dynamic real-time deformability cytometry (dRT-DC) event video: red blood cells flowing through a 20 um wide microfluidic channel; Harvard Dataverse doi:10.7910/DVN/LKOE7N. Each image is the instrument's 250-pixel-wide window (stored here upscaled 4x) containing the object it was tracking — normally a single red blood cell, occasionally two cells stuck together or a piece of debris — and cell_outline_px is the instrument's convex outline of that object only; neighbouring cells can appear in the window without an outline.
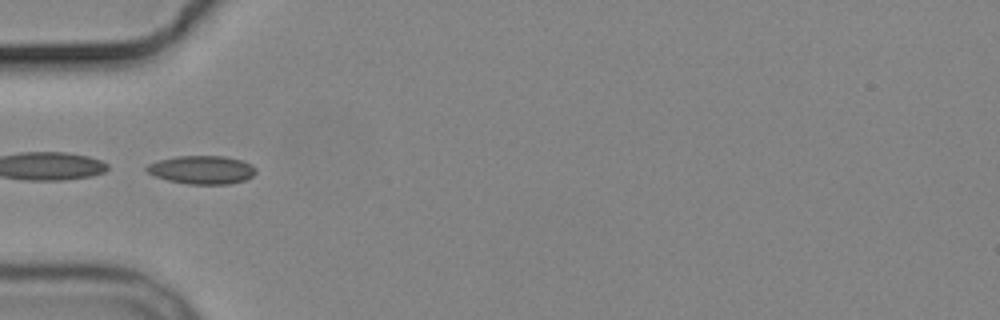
{"species": "common noctule bat (a hibernating species)", "species_latin": "Nyctalus noctula", "temperature_condition": "cold", "stored_images_in_passage": 3, "camera_frame_rate_fps": 3000, "um_per_image_px": 0.085, "animal": {"sex": "male", "body_mass_g": 19.2, "forearm_length_mm": 51.8}, "frame": {"image": 1, "passage_image": 2, "time_ms": 1.0, "image_size_px": [1000, 320], "cell_outline_px": [[256, 172], [252, 176], [244, 180], [228, 184], [188, 184], [168, 180], [156, 176], [148, 172], [144, 168], [148, 164], [156, 160], [176, 156], [224, 156], [240, 160], [252, 164], [256, 168]], "centroid_in_image_um": [17.15, 14.42], "position_along_channel_um": 67.9, "area_um2": 18.03}}
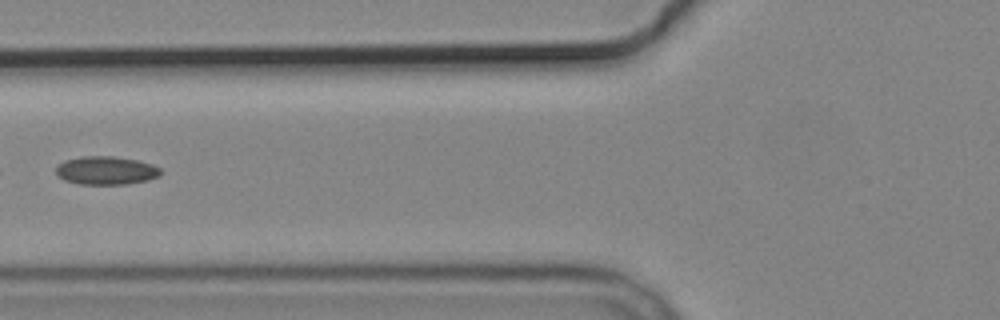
{"frame": {"image": 2, "passage_image": 3, "time_ms": 2.333, "image_size_px": [1000, 320], "cell_outline_px": [[160, 176], [148, 180], [128, 184], [80, 184], [64, 180], [56, 172], [56, 168], [64, 160], [80, 156], [112, 156], [136, 160], [152, 164], [160, 168]], "centroid_in_image_um": [9.02, 14.49], "position_along_channel_um": 116.8, "area_um2": 17.22}}